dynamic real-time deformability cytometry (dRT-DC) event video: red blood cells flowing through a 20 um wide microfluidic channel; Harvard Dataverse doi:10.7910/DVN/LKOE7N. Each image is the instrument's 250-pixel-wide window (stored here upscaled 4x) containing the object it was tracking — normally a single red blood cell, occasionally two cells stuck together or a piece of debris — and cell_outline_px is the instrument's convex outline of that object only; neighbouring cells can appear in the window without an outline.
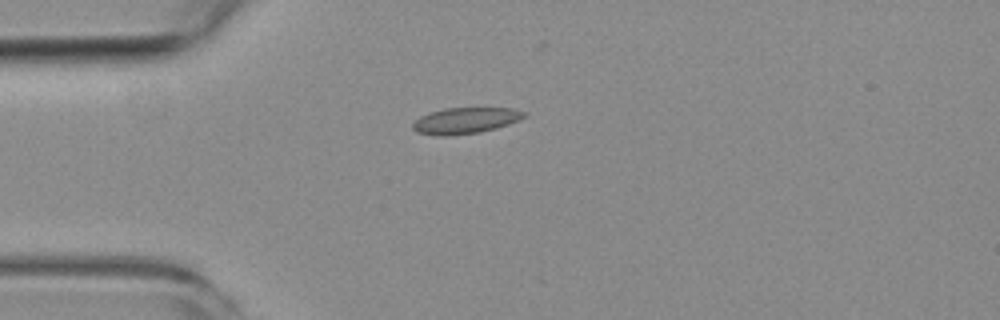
{"species": "common noctule bat (a hibernating species)", "species_latin": "Nyctalus noctula", "temperature_condition": "room temperature", "stored_images_in_passage": 4, "camera_frame_rate_fps": 3000, "um_per_image_px": 0.085, "animal": {"sex": "female", "body_mass_g": 19.3, "forearm_length_mm": 54.1}, "frame": {"image": 1, "passage_image": 1, "time_ms": 0.0, "image_size_px": [1000, 320], "cell_outline_px": [[528, 116], [508, 124], [496, 128], [480, 132], [448, 136], [440, 136], [416, 132], [412, 128], [412, 124], [420, 116], [444, 108], [512, 108], [528, 112]], "centroid_in_image_um": [39.58, 10.25], "position_along_channel_um": 45.4, "area_um2": 16.99}}
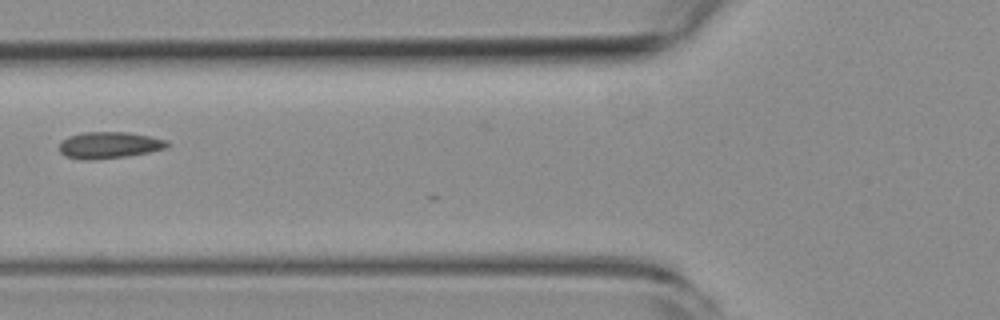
{"frame": {"image": 2, "passage_image": 3, "time_ms": 2.333, "image_size_px": [1000, 320], "cell_outline_px": [[168, 148], [148, 152], [124, 156], [92, 160], [84, 160], [64, 156], [60, 152], [60, 140], [68, 136], [84, 132], [128, 132], [168, 140]], "centroid_in_image_um": [9.25, 12.33], "position_along_channel_um": 116.6, "area_um2": 16.7}}
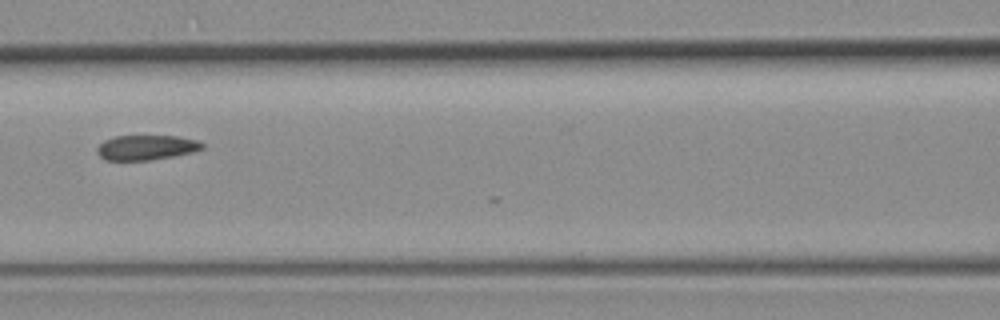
{"frame": {"image": 3, "passage_image": 4, "time_ms": 3.333, "image_size_px": [1000, 320], "cell_outline_px": [[204, 148], [196, 152], [176, 156], [152, 160], [104, 160], [96, 152], [96, 148], [104, 140], [116, 136], [176, 136], [196, 140], [204, 144]], "centroid_in_image_um": [12.45, 12.55], "position_along_channel_um": 154.1, "area_um2": 15.43}}